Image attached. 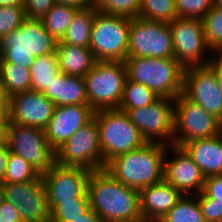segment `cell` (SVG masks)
I'll return each mask as SVG.
<instances>
[{
  "label": "cell",
  "mask_w": 222,
  "mask_h": 222,
  "mask_svg": "<svg viewBox=\"0 0 222 222\" xmlns=\"http://www.w3.org/2000/svg\"><path fill=\"white\" fill-rule=\"evenodd\" d=\"M90 207L102 222L142 220L139 191L115 179L105 169L92 171L87 182Z\"/></svg>",
  "instance_id": "6da1fadb"
},
{
  "label": "cell",
  "mask_w": 222,
  "mask_h": 222,
  "mask_svg": "<svg viewBox=\"0 0 222 222\" xmlns=\"http://www.w3.org/2000/svg\"><path fill=\"white\" fill-rule=\"evenodd\" d=\"M170 146L146 142L143 146L114 157L105 170L125 186L140 191L164 180L165 155Z\"/></svg>",
  "instance_id": "7a4b0ae2"
},
{
  "label": "cell",
  "mask_w": 222,
  "mask_h": 222,
  "mask_svg": "<svg viewBox=\"0 0 222 222\" xmlns=\"http://www.w3.org/2000/svg\"><path fill=\"white\" fill-rule=\"evenodd\" d=\"M58 42L45 29L41 19L26 18L21 26L0 42V57L27 69L36 57L54 54Z\"/></svg>",
  "instance_id": "3957f363"
},
{
  "label": "cell",
  "mask_w": 222,
  "mask_h": 222,
  "mask_svg": "<svg viewBox=\"0 0 222 222\" xmlns=\"http://www.w3.org/2000/svg\"><path fill=\"white\" fill-rule=\"evenodd\" d=\"M127 79L143 84L158 96L175 99L182 94L185 67L174 58L127 57Z\"/></svg>",
  "instance_id": "277c9868"
},
{
  "label": "cell",
  "mask_w": 222,
  "mask_h": 222,
  "mask_svg": "<svg viewBox=\"0 0 222 222\" xmlns=\"http://www.w3.org/2000/svg\"><path fill=\"white\" fill-rule=\"evenodd\" d=\"M93 117L98 124L99 143L105 164L147 142L125 112L118 109L98 110Z\"/></svg>",
  "instance_id": "5b68a950"
},
{
  "label": "cell",
  "mask_w": 222,
  "mask_h": 222,
  "mask_svg": "<svg viewBox=\"0 0 222 222\" xmlns=\"http://www.w3.org/2000/svg\"><path fill=\"white\" fill-rule=\"evenodd\" d=\"M131 18L96 11L89 49L96 61L125 62Z\"/></svg>",
  "instance_id": "8992f818"
},
{
  "label": "cell",
  "mask_w": 222,
  "mask_h": 222,
  "mask_svg": "<svg viewBox=\"0 0 222 222\" xmlns=\"http://www.w3.org/2000/svg\"><path fill=\"white\" fill-rule=\"evenodd\" d=\"M126 79L124 62L96 61L84 77L88 105L94 111L118 109Z\"/></svg>",
  "instance_id": "52a82bcc"
},
{
  "label": "cell",
  "mask_w": 222,
  "mask_h": 222,
  "mask_svg": "<svg viewBox=\"0 0 222 222\" xmlns=\"http://www.w3.org/2000/svg\"><path fill=\"white\" fill-rule=\"evenodd\" d=\"M179 133V134H177ZM222 133V122L201 106L191 102L182 94L174 101L173 146L197 139L209 138Z\"/></svg>",
  "instance_id": "ba28073f"
},
{
  "label": "cell",
  "mask_w": 222,
  "mask_h": 222,
  "mask_svg": "<svg viewBox=\"0 0 222 222\" xmlns=\"http://www.w3.org/2000/svg\"><path fill=\"white\" fill-rule=\"evenodd\" d=\"M5 143L11 153L28 161L41 175L56 163V152L43 129L8 122Z\"/></svg>",
  "instance_id": "9c48e42d"
},
{
  "label": "cell",
  "mask_w": 222,
  "mask_h": 222,
  "mask_svg": "<svg viewBox=\"0 0 222 222\" xmlns=\"http://www.w3.org/2000/svg\"><path fill=\"white\" fill-rule=\"evenodd\" d=\"M55 152L56 163L61 166L81 167L91 172L106 168L101 154L98 124L94 117Z\"/></svg>",
  "instance_id": "30bf717a"
},
{
  "label": "cell",
  "mask_w": 222,
  "mask_h": 222,
  "mask_svg": "<svg viewBox=\"0 0 222 222\" xmlns=\"http://www.w3.org/2000/svg\"><path fill=\"white\" fill-rule=\"evenodd\" d=\"M128 57L174 58L169 24L140 17L131 19Z\"/></svg>",
  "instance_id": "8fae6325"
},
{
  "label": "cell",
  "mask_w": 222,
  "mask_h": 222,
  "mask_svg": "<svg viewBox=\"0 0 222 222\" xmlns=\"http://www.w3.org/2000/svg\"><path fill=\"white\" fill-rule=\"evenodd\" d=\"M174 101L175 99L160 97L154 103L143 108L118 110L128 115L131 122L147 142L172 146L174 137Z\"/></svg>",
  "instance_id": "7c38bea8"
},
{
  "label": "cell",
  "mask_w": 222,
  "mask_h": 222,
  "mask_svg": "<svg viewBox=\"0 0 222 222\" xmlns=\"http://www.w3.org/2000/svg\"><path fill=\"white\" fill-rule=\"evenodd\" d=\"M172 36L174 59L184 67L205 65L212 58L204 59V51L210 50L206 44L202 19L175 18L169 22Z\"/></svg>",
  "instance_id": "4fadbf2b"
},
{
  "label": "cell",
  "mask_w": 222,
  "mask_h": 222,
  "mask_svg": "<svg viewBox=\"0 0 222 222\" xmlns=\"http://www.w3.org/2000/svg\"><path fill=\"white\" fill-rule=\"evenodd\" d=\"M91 171L81 167H66L55 163L42 174L50 212L63 202L89 198L87 182Z\"/></svg>",
  "instance_id": "5bb4252c"
},
{
  "label": "cell",
  "mask_w": 222,
  "mask_h": 222,
  "mask_svg": "<svg viewBox=\"0 0 222 222\" xmlns=\"http://www.w3.org/2000/svg\"><path fill=\"white\" fill-rule=\"evenodd\" d=\"M182 95L222 122V92L209 64L185 67Z\"/></svg>",
  "instance_id": "9a60e30c"
},
{
  "label": "cell",
  "mask_w": 222,
  "mask_h": 222,
  "mask_svg": "<svg viewBox=\"0 0 222 222\" xmlns=\"http://www.w3.org/2000/svg\"><path fill=\"white\" fill-rule=\"evenodd\" d=\"M5 200L19 209L22 222H50V209L42 175L23 183H3Z\"/></svg>",
  "instance_id": "2e32d148"
},
{
  "label": "cell",
  "mask_w": 222,
  "mask_h": 222,
  "mask_svg": "<svg viewBox=\"0 0 222 222\" xmlns=\"http://www.w3.org/2000/svg\"><path fill=\"white\" fill-rule=\"evenodd\" d=\"M55 105L42 92L33 90L9 97L8 122L45 129L52 118Z\"/></svg>",
  "instance_id": "e0dca14e"
},
{
  "label": "cell",
  "mask_w": 222,
  "mask_h": 222,
  "mask_svg": "<svg viewBox=\"0 0 222 222\" xmlns=\"http://www.w3.org/2000/svg\"><path fill=\"white\" fill-rule=\"evenodd\" d=\"M89 105H66L54 108L52 118L44 129L49 145L56 151L77 130L88 123L94 116Z\"/></svg>",
  "instance_id": "ac0fdd59"
},
{
  "label": "cell",
  "mask_w": 222,
  "mask_h": 222,
  "mask_svg": "<svg viewBox=\"0 0 222 222\" xmlns=\"http://www.w3.org/2000/svg\"><path fill=\"white\" fill-rule=\"evenodd\" d=\"M170 148L176 156L166 159L165 155L164 180L182 195H189L188 193L193 189L200 194L205 182V176L200 168L181 147L172 145Z\"/></svg>",
  "instance_id": "d6986e66"
},
{
  "label": "cell",
  "mask_w": 222,
  "mask_h": 222,
  "mask_svg": "<svg viewBox=\"0 0 222 222\" xmlns=\"http://www.w3.org/2000/svg\"><path fill=\"white\" fill-rule=\"evenodd\" d=\"M143 220L159 222L182 198V194L165 180L139 191Z\"/></svg>",
  "instance_id": "ffe728a7"
},
{
  "label": "cell",
  "mask_w": 222,
  "mask_h": 222,
  "mask_svg": "<svg viewBox=\"0 0 222 222\" xmlns=\"http://www.w3.org/2000/svg\"><path fill=\"white\" fill-rule=\"evenodd\" d=\"M181 148L193 159L205 177L222 174V133L193 140Z\"/></svg>",
  "instance_id": "44dd1931"
},
{
  "label": "cell",
  "mask_w": 222,
  "mask_h": 222,
  "mask_svg": "<svg viewBox=\"0 0 222 222\" xmlns=\"http://www.w3.org/2000/svg\"><path fill=\"white\" fill-rule=\"evenodd\" d=\"M43 94L57 106L88 105L84 77L59 72Z\"/></svg>",
  "instance_id": "7402d4cb"
},
{
  "label": "cell",
  "mask_w": 222,
  "mask_h": 222,
  "mask_svg": "<svg viewBox=\"0 0 222 222\" xmlns=\"http://www.w3.org/2000/svg\"><path fill=\"white\" fill-rule=\"evenodd\" d=\"M55 53L59 71L70 76L85 77L96 63L89 48L69 45L61 41L58 42Z\"/></svg>",
  "instance_id": "603a6c76"
},
{
  "label": "cell",
  "mask_w": 222,
  "mask_h": 222,
  "mask_svg": "<svg viewBox=\"0 0 222 222\" xmlns=\"http://www.w3.org/2000/svg\"><path fill=\"white\" fill-rule=\"evenodd\" d=\"M94 7L78 9L73 16L61 42L78 47L89 48L91 30L96 13Z\"/></svg>",
  "instance_id": "cb8c5ba5"
},
{
  "label": "cell",
  "mask_w": 222,
  "mask_h": 222,
  "mask_svg": "<svg viewBox=\"0 0 222 222\" xmlns=\"http://www.w3.org/2000/svg\"><path fill=\"white\" fill-rule=\"evenodd\" d=\"M0 78L8 97L31 90L30 69L7 63L0 57Z\"/></svg>",
  "instance_id": "d4e9b609"
},
{
  "label": "cell",
  "mask_w": 222,
  "mask_h": 222,
  "mask_svg": "<svg viewBox=\"0 0 222 222\" xmlns=\"http://www.w3.org/2000/svg\"><path fill=\"white\" fill-rule=\"evenodd\" d=\"M59 72L56 53L36 57L30 67L31 90L43 93Z\"/></svg>",
  "instance_id": "484cf974"
},
{
  "label": "cell",
  "mask_w": 222,
  "mask_h": 222,
  "mask_svg": "<svg viewBox=\"0 0 222 222\" xmlns=\"http://www.w3.org/2000/svg\"><path fill=\"white\" fill-rule=\"evenodd\" d=\"M77 10L71 6L54 3L52 8L41 18L45 29L57 42L64 38Z\"/></svg>",
  "instance_id": "4316f807"
},
{
  "label": "cell",
  "mask_w": 222,
  "mask_h": 222,
  "mask_svg": "<svg viewBox=\"0 0 222 222\" xmlns=\"http://www.w3.org/2000/svg\"><path fill=\"white\" fill-rule=\"evenodd\" d=\"M160 98L149 87L126 79L118 109H136L148 106Z\"/></svg>",
  "instance_id": "83f0119b"
},
{
  "label": "cell",
  "mask_w": 222,
  "mask_h": 222,
  "mask_svg": "<svg viewBox=\"0 0 222 222\" xmlns=\"http://www.w3.org/2000/svg\"><path fill=\"white\" fill-rule=\"evenodd\" d=\"M195 198L183 195L175 206L159 222H206Z\"/></svg>",
  "instance_id": "f1b7e54d"
},
{
  "label": "cell",
  "mask_w": 222,
  "mask_h": 222,
  "mask_svg": "<svg viewBox=\"0 0 222 222\" xmlns=\"http://www.w3.org/2000/svg\"><path fill=\"white\" fill-rule=\"evenodd\" d=\"M139 17L169 23L177 18L175 0H140Z\"/></svg>",
  "instance_id": "f546056e"
},
{
  "label": "cell",
  "mask_w": 222,
  "mask_h": 222,
  "mask_svg": "<svg viewBox=\"0 0 222 222\" xmlns=\"http://www.w3.org/2000/svg\"><path fill=\"white\" fill-rule=\"evenodd\" d=\"M204 37L210 51L222 54V9H212L202 18Z\"/></svg>",
  "instance_id": "4dcf8cb0"
},
{
  "label": "cell",
  "mask_w": 222,
  "mask_h": 222,
  "mask_svg": "<svg viewBox=\"0 0 222 222\" xmlns=\"http://www.w3.org/2000/svg\"><path fill=\"white\" fill-rule=\"evenodd\" d=\"M40 175L28 161L9 152L4 183H23L35 180Z\"/></svg>",
  "instance_id": "1f68e13d"
},
{
  "label": "cell",
  "mask_w": 222,
  "mask_h": 222,
  "mask_svg": "<svg viewBox=\"0 0 222 222\" xmlns=\"http://www.w3.org/2000/svg\"><path fill=\"white\" fill-rule=\"evenodd\" d=\"M97 11L131 19L138 18L140 13V0H93Z\"/></svg>",
  "instance_id": "d6a6232c"
},
{
  "label": "cell",
  "mask_w": 222,
  "mask_h": 222,
  "mask_svg": "<svg viewBox=\"0 0 222 222\" xmlns=\"http://www.w3.org/2000/svg\"><path fill=\"white\" fill-rule=\"evenodd\" d=\"M89 198H77L58 204L50 212V222H71L72 219L82 216L90 209Z\"/></svg>",
  "instance_id": "836d02e7"
},
{
  "label": "cell",
  "mask_w": 222,
  "mask_h": 222,
  "mask_svg": "<svg viewBox=\"0 0 222 222\" xmlns=\"http://www.w3.org/2000/svg\"><path fill=\"white\" fill-rule=\"evenodd\" d=\"M26 19L24 7L0 6V42Z\"/></svg>",
  "instance_id": "e575fe53"
},
{
  "label": "cell",
  "mask_w": 222,
  "mask_h": 222,
  "mask_svg": "<svg viewBox=\"0 0 222 222\" xmlns=\"http://www.w3.org/2000/svg\"><path fill=\"white\" fill-rule=\"evenodd\" d=\"M214 6V0H175L177 18L202 19Z\"/></svg>",
  "instance_id": "d590c367"
},
{
  "label": "cell",
  "mask_w": 222,
  "mask_h": 222,
  "mask_svg": "<svg viewBox=\"0 0 222 222\" xmlns=\"http://www.w3.org/2000/svg\"><path fill=\"white\" fill-rule=\"evenodd\" d=\"M200 209L206 222H222L220 206L214 202V198L206 196L203 192L197 195Z\"/></svg>",
  "instance_id": "8d00e7d4"
},
{
  "label": "cell",
  "mask_w": 222,
  "mask_h": 222,
  "mask_svg": "<svg viewBox=\"0 0 222 222\" xmlns=\"http://www.w3.org/2000/svg\"><path fill=\"white\" fill-rule=\"evenodd\" d=\"M54 3V0H24L25 16L30 19H41Z\"/></svg>",
  "instance_id": "74e56055"
},
{
  "label": "cell",
  "mask_w": 222,
  "mask_h": 222,
  "mask_svg": "<svg viewBox=\"0 0 222 222\" xmlns=\"http://www.w3.org/2000/svg\"><path fill=\"white\" fill-rule=\"evenodd\" d=\"M202 192L206 196L214 198V202L219 204L220 214H222V174L205 177Z\"/></svg>",
  "instance_id": "f35d334b"
},
{
  "label": "cell",
  "mask_w": 222,
  "mask_h": 222,
  "mask_svg": "<svg viewBox=\"0 0 222 222\" xmlns=\"http://www.w3.org/2000/svg\"><path fill=\"white\" fill-rule=\"evenodd\" d=\"M0 222H22L19 209L5 200L0 206Z\"/></svg>",
  "instance_id": "ab89813d"
},
{
  "label": "cell",
  "mask_w": 222,
  "mask_h": 222,
  "mask_svg": "<svg viewBox=\"0 0 222 222\" xmlns=\"http://www.w3.org/2000/svg\"><path fill=\"white\" fill-rule=\"evenodd\" d=\"M208 64L214 69L218 86L222 92V54H219V57L213 55Z\"/></svg>",
  "instance_id": "60d3db41"
},
{
  "label": "cell",
  "mask_w": 222,
  "mask_h": 222,
  "mask_svg": "<svg viewBox=\"0 0 222 222\" xmlns=\"http://www.w3.org/2000/svg\"><path fill=\"white\" fill-rule=\"evenodd\" d=\"M54 2L61 5L71 6L76 9H82L94 6L93 0H54Z\"/></svg>",
  "instance_id": "b9f144b4"
},
{
  "label": "cell",
  "mask_w": 222,
  "mask_h": 222,
  "mask_svg": "<svg viewBox=\"0 0 222 222\" xmlns=\"http://www.w3.org/2000/svg\"><path fill=\"white\" fill-rule=\"evenodd\" d=\"M9 152L10 151L6 143L0 146V183H4V176Z\"/></svg>",
  "instance_id": "7bdbcfd3"
},
{
  "label": "cell",
  "mask_w": 222,
  "mask_h": 222,
  "mask_svg": "<svg viewBox=\"0 0 222 222\" xmlns=\"http://www.w3.org/2000/svg\"><path fill=\"white\" fill-rule=\"evenodd\" d=\"M71 222H102L101 218L95 213V211L90 208L82 216L72 219Z\"/></svg>",
  "instance_id": "ee69618b"
},
{
  "label": "cell",
  "mask_w": 222,
  "mask_h": 222,
  "mask_svg": "<svg viewBox=\"0 0 222 222\" xmlns=\"http://www.w3.org/2000/svg\"><path fill=\"white\" fill-rule=\"evenodd\" d=\"M8 124V105H0V126Z\"/></svg>",
  "instance_id": "f6af8a7d"
},
{
  "label": "cell",
  "mask_w": 222,
  "mask_h": 222,
  "mask_svg": "<svg viewBox=\"0 0 222 222\" xmlns=\"http://www.w3.org/2000/svg\"><path fill=\"white\" fill-rule=\"evenodd\" d=\"M0 6L24 7V0H0Z\"/></svg>",
  "instance_id": "bcb514c9"
},
{
  "label": "cell",
  "mask_w": 222,
  "mask_h": 222,
  "mask_svg": "<svg viewBox=\"0 0 222 222\" xmlns=\"http://www.w3.org/2000/svg\"><path fill=\"white\" fill-rule=\"evenodd\" d=\"M9 97L7 96L3 83L0 78V105H8Z\"/></svg>",
  "instance_id": "7dc6e473"
},
{
  "label": "cell",
  "mask_w": 222,
  "mask_h": 222,
  "mask_svg": "<svg viewBox=\"0 0 222 222\" xmlns=\"http://www.w3.org/2000/svg\"><path fill=\"white\" fill-rule=\"evenodd\" d=\"M6 127L7 126H0V146L5 144L6 139Z\"/></svg>",
  "instance_id": "c3c4849f"
},
{
  "label": "cell",
  "mask_w": 222,
  "mask_h": 222,
  "mask_svg": "<svg viewBox=\"0 0 222 222\" xmlns=\"http://www.w3.org/2000/svg\"><path fill=\"white\" fill-rule=\"evenodd\" d=\"M5 201V190H4V184L0 183V206Z\"/></svg>",
  "instance_id": "681fc988"
},
{
  "label": "cell",
  "mask_w": 222,
  "mask_h": 222,
  "mask_svg": "<svg viewBox=\"0 0 222 222\" xmlns=\"http://www.w3.org/2000/svg\"><path fill=\"white\" fill-rule=\"evenodd\" d=\"M214 7L222 9V0H214Z\"/></svg>",
  "instance_id": "f907efd6"
},
{
  "label": "cell",
  "mask_w": 222,
  "mask_h": 222,
  "mask_svg": "<svg viewBox=\"0 0 222 222\" xmlns=\"http://www.w3.org/2000/svg\"><path fill=\"white\" fill-rule=\"evenodd\" d=\"M132 222H147V221H145V220H138V221H132Z\"/></svg>",
  "instance_id": "816d5d0a"
}]
</instances>
